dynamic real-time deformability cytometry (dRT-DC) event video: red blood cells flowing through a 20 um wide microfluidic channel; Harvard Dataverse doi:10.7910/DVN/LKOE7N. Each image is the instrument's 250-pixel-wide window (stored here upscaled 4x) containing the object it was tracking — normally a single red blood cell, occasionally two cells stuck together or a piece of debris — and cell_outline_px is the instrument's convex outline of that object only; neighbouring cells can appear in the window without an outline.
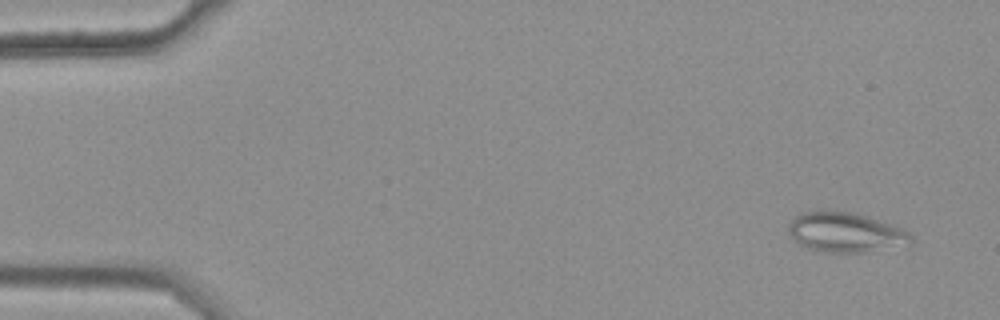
{"species": "common noctule bat (a hibernating species)", "species_latin": "Nyctalus noctula", "temperature_condition": "warm", "stored_images_in_passage": 47, "camera_frame_rate_fps": 3000, "um_per_image_px": 0.085, "animal": {"sex": "female", "body_mass_g": 25.1}, "frame": {"image": 1, "passage_image": 3, "time_ms": 0.667, "image_size_px": [1000, 320], "cell_outline_px": [[912, 240], [868, 252], [828, 252], [808, 248], [800, 244], [788, 232], [788, 224], [796, 216], [804, 212], [852, 212], [868, 216], [892, 224], [908, 232], [912, 236]], "centroid_in_image_um": [71.81, 19.74], "position_along_channel_um": 13.2, "area_um2": 27.4}}
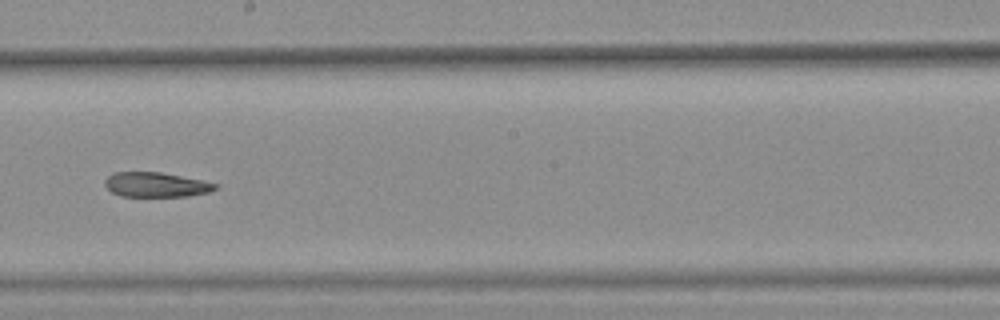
{"frame": {"image": 2, "passage_image": 31, "time_ms": 10.0, "image_size_px": [1000, 320], "cell_outline_px": [[220, 188], [208, 192], [188, 196], [120, 196], [112, 192], [104, 184], [104, 180], [112, 172], [160, 172], [204, 180], [220, 184]], "centroid_in_image_um": [13.3, 15.69], "position_along_channel_um": 234.9, "area_um2": 16.07}}
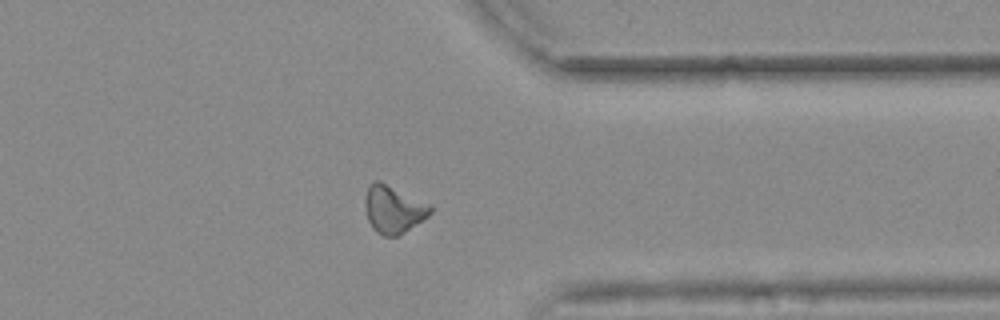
{"frame": {"image": 3, "passage_image": 43, "time_ms": 14.0, "image_size_px": [1000, 320], "cell_outline_px": [[432, 212], [428, 216], [404, 232], [396, 236], [384, 236], [376, 232], [372, 228], [368, 220], [364, 208], [364, 200], [368, 188], [376, 180], [380, 180], [432, 204]], "centroid_in_image_um": [33.44, 17.78], "position_along_channel_um": 378.0, "area_um2": 18.26}, "authors_computed_cell_mechanics": {"area_um2": 17.6868, "velocity_mm_per_s": 3.7036, "shape_relaxation_time_tau1_ms": null, "shape_relaxation_time_tau2_ms": 9.6776, "deformation_change_tau1": null, "deformation_change_tau2": 0.2005}}